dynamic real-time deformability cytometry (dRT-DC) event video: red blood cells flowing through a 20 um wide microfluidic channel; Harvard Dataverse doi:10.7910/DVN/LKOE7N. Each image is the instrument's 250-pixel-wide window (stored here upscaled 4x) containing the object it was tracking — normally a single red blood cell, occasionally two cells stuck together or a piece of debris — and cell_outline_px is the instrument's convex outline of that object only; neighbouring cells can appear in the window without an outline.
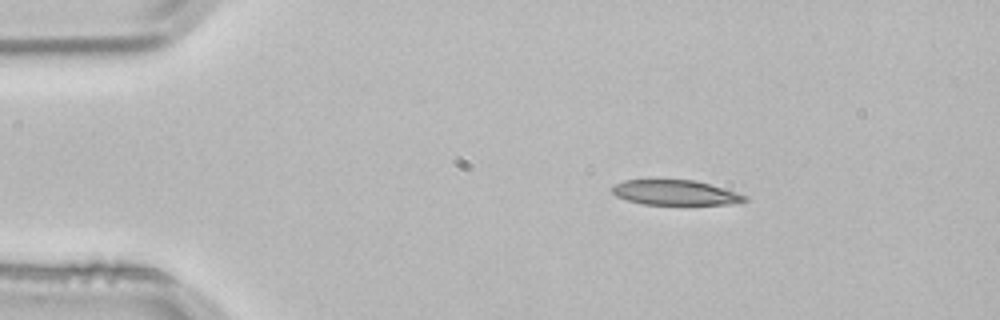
{"species": "common noctule bat (a hibernating species)", "species_latin": "Nyctalus noctula", "temperature_condition": "room temperature", "stored_images_in_passage": 2, "camera_frame_rate_fps": 3000, "um_per_image_px": 0.085, "animal": {"sex": "male", "body_mass_g": 21.5, "forearm_length_mm": 52.0}, "frame": {"image": 1, "passage_image": 1, "time_ms": 0.0, "image_size_px": [1000, 320], "cell_outline_px": [[748, 200], [728, 204], [644, 204], [628, 200], [616, 196], [612, 192], [612, 184], [624, 180], [696, 180], [736, 192], [748, 196]], "centroid_in_image_um": [57.37, 16.36], "position_along_channel_um": 27.6, "area_um2": 19.13}}